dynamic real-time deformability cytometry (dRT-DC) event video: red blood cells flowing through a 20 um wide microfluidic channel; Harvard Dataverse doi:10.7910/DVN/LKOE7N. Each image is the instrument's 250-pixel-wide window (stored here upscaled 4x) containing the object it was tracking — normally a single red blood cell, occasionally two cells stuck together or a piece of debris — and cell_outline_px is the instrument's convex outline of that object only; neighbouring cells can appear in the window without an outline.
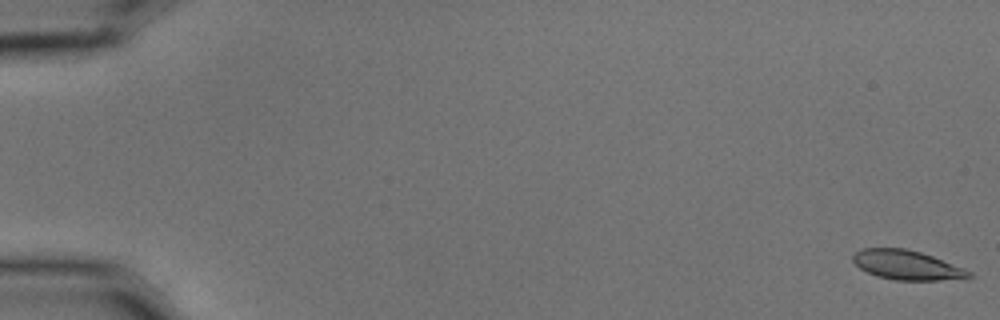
{"species": "common noctule bat (a hibernating species)", "species_latin": "Nyctalus noctula", "temperature_condition": "cold", "stored_images_in_passage": 57, "camera_frame_rate_fps": 3000, "um_per_image_px": 0.085, "animal": {"sex": "male", "body_mass_g": 15.6}, "frame": {"image": 1, "passage_image": 1, "time_ms": 0.0, "image_size_px": [1000, 320], "cell_outline_px": [[972, 276], [940, 280], [896, 280], [876, 276], [860, 268], [852, 260], [852, 256], [860, 248], [904, 248], [920, 252], [932, 256], [964, 268], [972, 272]], "centroid_in_image_um": [77.04, 22.52], "position_along_channel_um": 8.0, "area_um2": 19.65}}
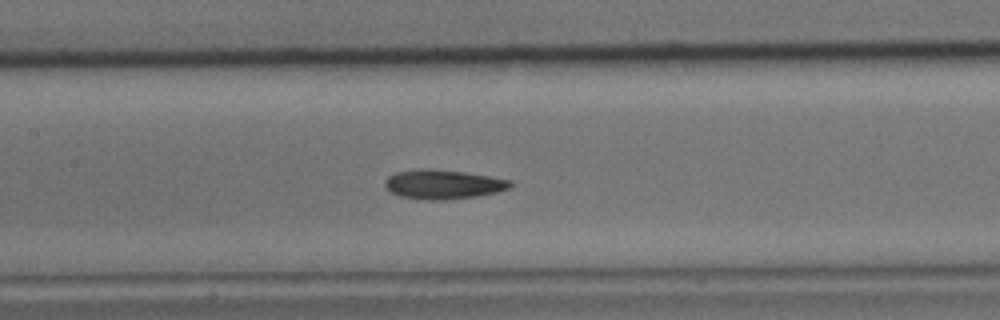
{"frame": {"image": 2, "passage_image": 28, "time_ms": 9.0, "image_size_px": [1000, 320], "cell_outline_px": [[512, 184], [508, 188], [496, 192], [476, 196], [444, 200], [432, 200], [400, 196], [392, 192], [384, 184], [384, 180], [388, 176], [396, 172], [420, 168], [428, 168], [464, 172], [512, 180]], "centroid_in_image_um": [37.65, 15.65], "position_along_channel_um": 169.8, "area_um2": 21.21}}
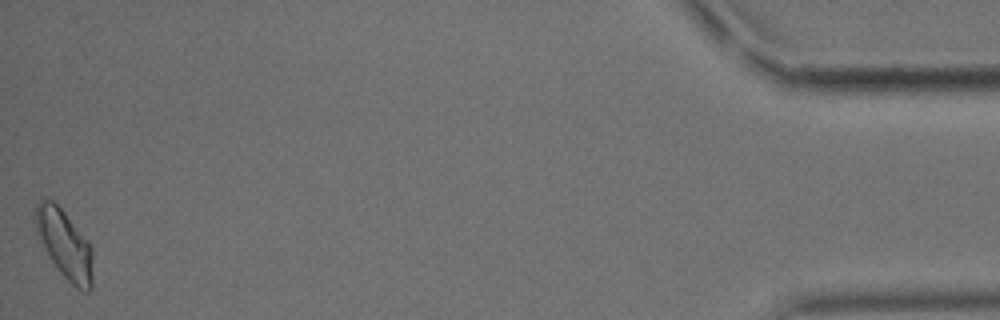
{"frame": {"image": 3, "passage_image": 57, "time_ms": 18.667, "image_size_px": [1000, 320], "cell_outline_px": [[92, 288], [88, 292], [84, 292], [76, 288], [60, 272], [52, 260], [36, 232], [32, 212], [40, 196], [48, 196], [64, 212], [88, 240], [92, 248]], "centroid_in_image_um": [5.46, 20.69], "position_along_channel_um": 429.7, "area_um2": 23.24}, "authors_computed_cell_mechanics": {"area_um2": 20.6924, "velocity_mm_per_s": 3.5714, "shape_relaxation_time_tau1_ms": 4.4601, "shape_relaxation_time_tau2_ms": 3.1967, "deformation_change_tau1": 0.127, "deformation_change_tau2": 0.0722}}